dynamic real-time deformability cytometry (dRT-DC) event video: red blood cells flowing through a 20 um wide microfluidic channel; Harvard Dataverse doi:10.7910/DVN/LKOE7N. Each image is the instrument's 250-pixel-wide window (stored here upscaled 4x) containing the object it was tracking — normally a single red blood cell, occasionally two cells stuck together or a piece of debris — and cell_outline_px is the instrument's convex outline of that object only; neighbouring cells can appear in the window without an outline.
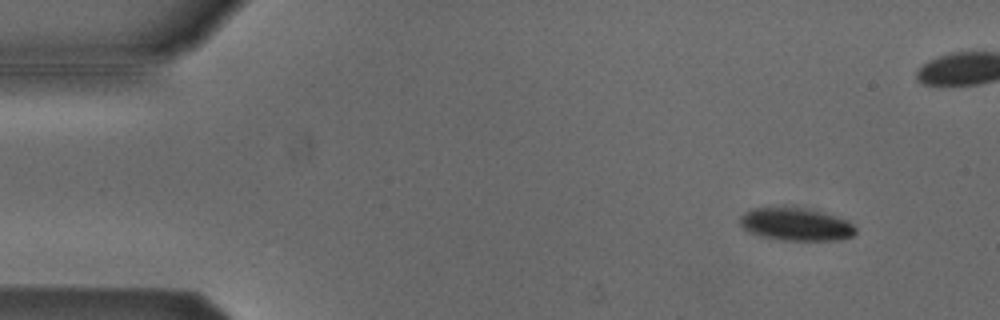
{"species": "Egyptian fruit bat (a non-hibernating species)", "species_latin": "Rousettus aegyptiacus", "temperature_condition": "cold", "stored_images_in_passage": 55, "camera_frame_rate_fps": 3000, "um_per_image_px": 0.085, "animal": {"sex": "male"}, "frame": {"image": 1, "passage_image": 6, "time_ms": 1.667, "image_size_px": [1000, 320], "cell_outline_px": [[856, 232], [852, 236], [840, 240], [776, 240], [760, 236], [748, 232], [740, 224], [740, 216], [748, 208], [784, 204], [824, 212], [848, 220], [856, 228]], "centroid_in_image_um": [67.59, 19.02], "position_along_channel_um": 17.4, "area_um2": 23.0}}
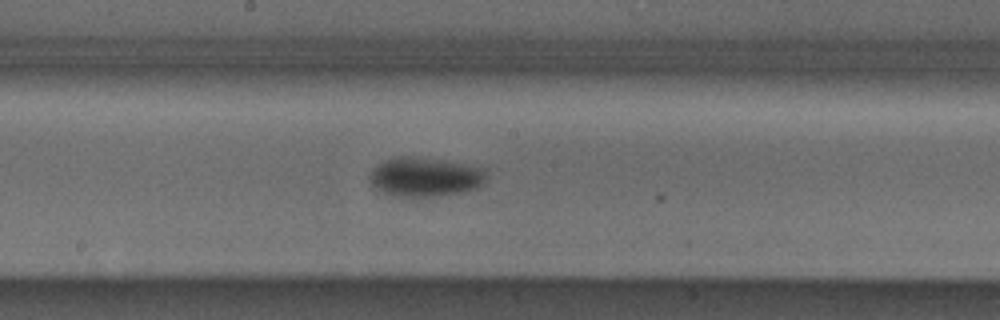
{"frame": {"image": 2, "passage_image": 29, "time_ms": 9.333, "image_size_px": [1000, 320], "cell_outline_px": [[488, 176], [484, 184], [480, 188], [464, 192], [436, 196], [392, 196], [380, 192], [372, 188], [368, 176], [372, 168], [384, 160], [400, 156], [412, 156], [488, 168]], "centroid_in_image_um": [36.14, 15.05], "position_along_channel_um": 212.1, "area_um2": 27.22}}
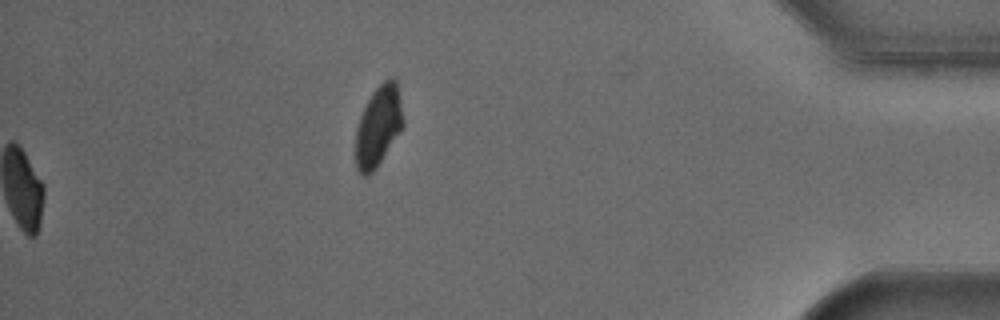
{"frame": {"image": 3, "passage_image": 55, "time_ms": 18.0, "image_size_px": [1000, 320], "cell_outline_px": [[404, 124], [400, 132], [376, 168], [368, 176], [364, 176], [356, 172], [356, 128], [360, 116], [372, 92], [384, 80], [392, 76], [396, 76], [404, 120]], "centroid_in_image_um": [32.17, 10.71], "position_along_channel_um": 403.0, "area_um2": 22.43}, "authors_computed_cell_mechanics": {"area_um2": 23.6402, "velocity_mm_per_s": 3.8062, "shape_relaxation_time_tau1_ms": 2.0755, "shape_relaxation_time_tau2_ms": null, "deformation_change_tau1": 0.0959, "deformation_change_tau2": null}}